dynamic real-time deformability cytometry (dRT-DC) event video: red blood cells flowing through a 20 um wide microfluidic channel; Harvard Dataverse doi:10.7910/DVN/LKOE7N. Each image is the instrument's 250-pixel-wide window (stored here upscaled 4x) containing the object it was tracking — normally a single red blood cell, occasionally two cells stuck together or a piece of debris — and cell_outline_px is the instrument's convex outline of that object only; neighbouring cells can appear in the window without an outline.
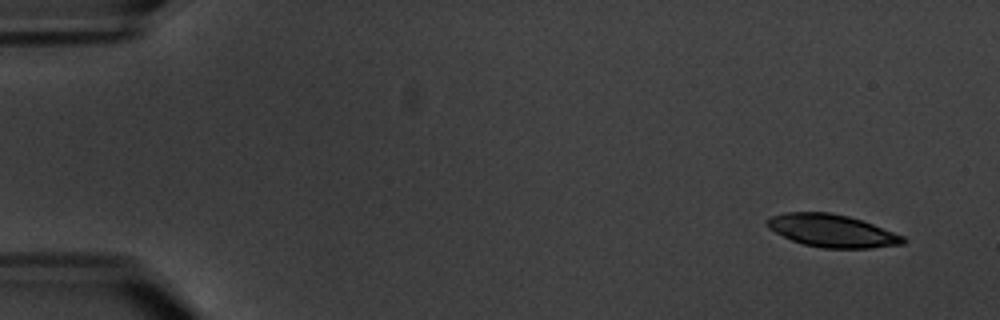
{"species": "common noctule bat (a hibernating species)", "species_latin": "Nyctalus noctula", "temperature_condition": "warm", "stored_images_in_passage": 5, "camera_frame_rate_fps": 3000, "um_per_image_px": 0.085, "animal": {"sex": "male", "body_mass_g": 20.1, "forearm_length_mm": 53.5}, "frame": {"image": 1, "passage_image": 1, "time_ms": 0.0, "image_size_px": [1000, 320], "cell_outline_px": [[908, 240], [904, 244], [872, 248], [824, 248], [804, 244], [792, 240], [768, 228], [764, 224], [764, 220], [768, 216], [784, 212], [828, 212], [848, 216], [872, 224], [904, 236]], "centroid_in_image_um": [70.69, 19.61], "position_along_channel_um": 14.3, "area_um2": 25.95}}
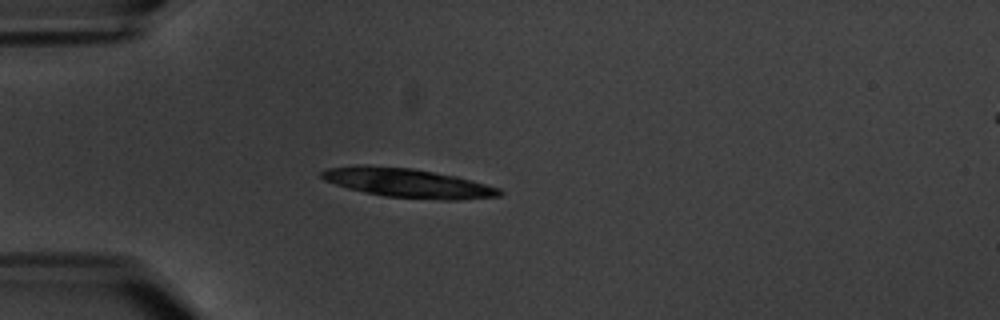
{"frame": {"image": 2, "passage_image": 5, "time_ms": 4.333, "image_size_px": [1000, 320], "cell_outline_px": [[504, 192], [500, 196], [456, 200], [444, 200], [384, 196], [364, 192], [348, 188], [324, 180], [320, 176], [320, 172], [328, 168], [356, 164], [364, 164], [412, 168], [456, 176], [472, 180], [500, 188]], "centroid_in_image_um": [34.64, 15.54], "position_along_channel_um": 50.4, "area_um2": 30.35}}